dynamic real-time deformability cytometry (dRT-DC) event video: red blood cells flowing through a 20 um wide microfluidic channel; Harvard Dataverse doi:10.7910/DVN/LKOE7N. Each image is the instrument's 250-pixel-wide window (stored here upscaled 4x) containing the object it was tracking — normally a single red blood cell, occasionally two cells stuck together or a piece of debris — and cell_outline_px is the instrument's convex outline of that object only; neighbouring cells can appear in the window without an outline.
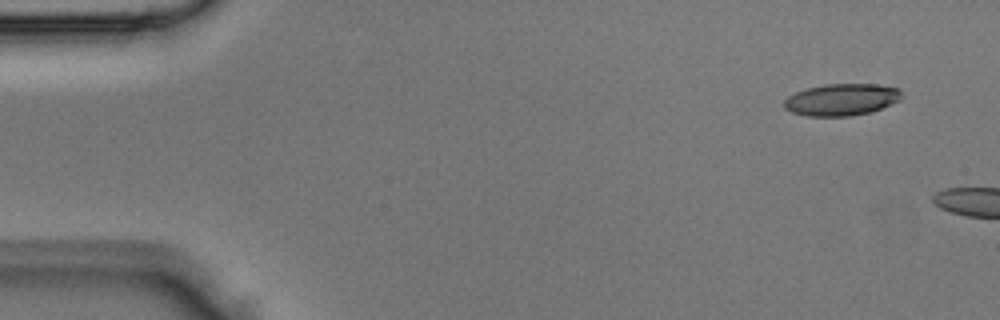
{"species": "Egyptian fruit bat (a non-hibernating species)", "species_latin": "Rousettus aegyptiacus", "temperature_condition": "room temperature", "stored_images_in_passage": 2, "camera_frame_rate_fps": 3000, "um_per_image_px": 0.085, "animal": {"sex": "male"}, "frame": {"image": 1, "passage_image": 1, "time_ms": 0.0, "image_size_px": [1000, 320], "cell_outline_px": [[900, 100], [880, 108], [868, 112], [852, 116], [808, 116], [792, 112], [784, 108], [784, 100], [788, 96], [796, 92], [808, 88], [824, 84], [876, 84], [900, 88]], "centroid_in_image_um": [71.51, 8.46], "position_along_channel_um": 13.5, "area_um2": 21.68}}